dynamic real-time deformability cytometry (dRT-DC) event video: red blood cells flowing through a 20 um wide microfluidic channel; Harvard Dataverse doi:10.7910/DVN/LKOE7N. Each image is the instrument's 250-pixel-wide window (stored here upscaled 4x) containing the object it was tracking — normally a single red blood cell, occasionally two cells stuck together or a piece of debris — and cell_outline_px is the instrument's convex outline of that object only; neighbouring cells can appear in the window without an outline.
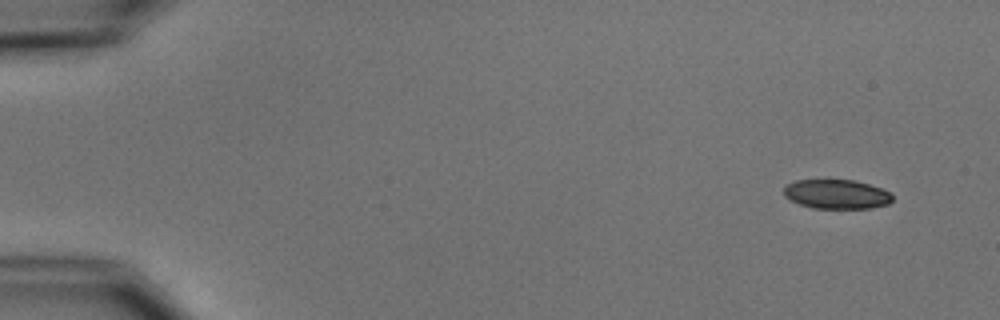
{"species": "common noctule bat (a hibernating species)", "species_latin": "Nyctalus noctula", "temperature_condition": "cold", "stored_images_in_passage": 5, "camera_frame_rate_fps": 3000, "um_per_image_px": 0.085, "animal": {"sex": "male", "body_mass_g": 15.6}, "frame": {"image": 1, "passage_image": 1, "time_ms": 0.0, "image_size_px": [1000, 320], "cell_outline_px": [[892, 200], [888, 204], [872, 208], [812, 208], [800, 204], [784, 196], [784, 184], [796, 180], [856, 180], [892, 192]], "centroid_in_image_um": [71.11, 16.5], "position_along_channel_um": 13.9, "area_um2": 18.61}}
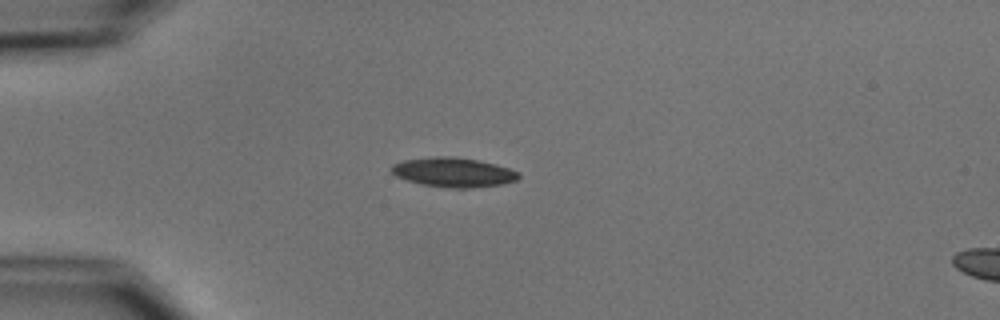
{"frame": {"image": 2, "passage_image": 4, "time_ms": 3.667, "image_size_px": [1000, 320], "cell_outline_px": [[520, 176], [516, 180], [504, 184], [468, 188], [452, 188], [424, 184], [408, 180], [396, 176], [388, 168], [392, 164], [404, 160], [432, 156], [456, 156], [496, 164], [520, 172]], "centroid_in_image_um": [38.54, 14.63], "position_along_channel_um": 46.5, "area_um2": 21.85}}